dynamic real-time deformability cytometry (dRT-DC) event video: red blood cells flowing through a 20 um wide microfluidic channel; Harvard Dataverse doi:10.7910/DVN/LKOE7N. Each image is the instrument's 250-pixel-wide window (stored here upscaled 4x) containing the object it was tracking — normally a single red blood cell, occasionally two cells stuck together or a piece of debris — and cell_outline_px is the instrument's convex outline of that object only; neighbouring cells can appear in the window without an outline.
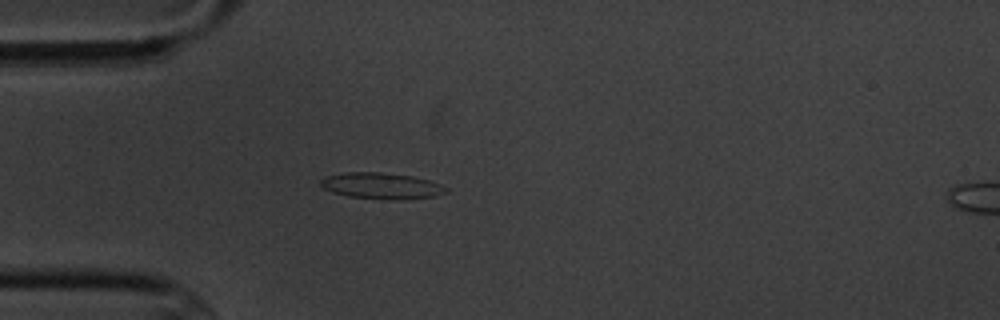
{"species": "common noctule bat (a hibernating species)", "species_latin": "Nyctalus noctula", "temperature_condition": "cold", "stored_images_in_passage": 3, "segment_of_instrument_passage": [1, 2], "camera_frame_rate_fps": 3000, "um_per_image_px": 0.085, "animal": {"sex": "male", "body_mass_g": 20.1, "forearm_length_mm": 53.5}, "frame": {"image": 1, "passage_image": 2, "time_ms": 1.0, "image_size_px": [1000, 320], "cell_outline_px": [[448, 192], [436, 196], [400, 200], [392, 200], [348, 196], [332, 192], [324, 188], [320, 184], [320, 180], [324, 176], [344, 172], [380, 172], [412, 176], [428, 180], [440, 184], [448, 188]], "centroid_in_image_um": [32.42, 15.79], "position_along_channel_um": 52.6, "area_um2": 19.25}}